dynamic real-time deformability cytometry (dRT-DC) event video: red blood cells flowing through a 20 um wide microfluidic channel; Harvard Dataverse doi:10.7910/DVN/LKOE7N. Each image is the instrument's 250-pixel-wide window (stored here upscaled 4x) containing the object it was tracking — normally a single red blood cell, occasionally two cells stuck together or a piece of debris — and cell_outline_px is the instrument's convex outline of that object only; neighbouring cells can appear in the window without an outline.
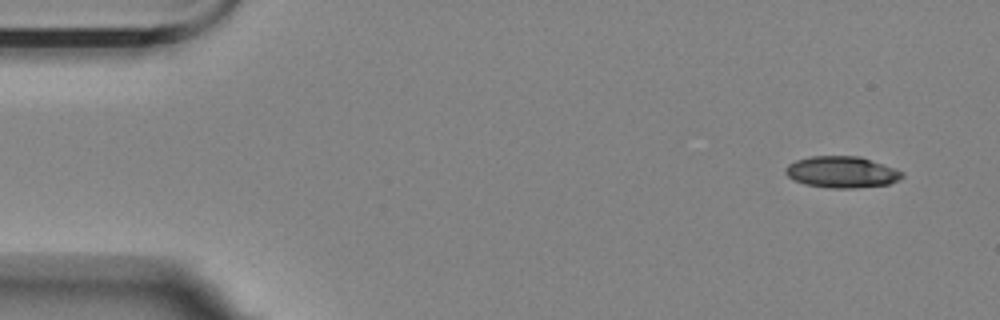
{"species": "Egyptian fruit bat (a non-hibernating species)", "species_latin": "Rousettus aegyptiacus", "temperature_condition": "room temperature", "stored_images_in_passage": 8, "camera_frame_rate_fps": 3000, "um_per_image_px": 0.085, "animal": {"sex": "female"}, "frame": {"image": 1, "passage_image": 1, "time_ms": 0.0, "image_size_px": [1000, 320], "cell_outline_px": [[904, 176], [900, 180], [888, 184], [856, 188], [828, 188], [804, 184], [788, 176], [784, 172], [784, 168], [788, 164], [796, 160], [808, 156], [860, 156], [896, 168], [904, 172]], "centroid_in_image_um": [71.57, 14.62], "position_along_channel_um": 13.4, "area_um2": 21.62}}
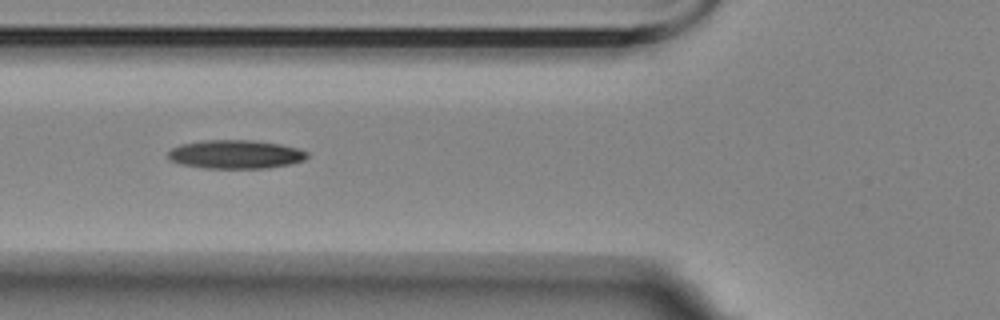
{"frame": {"image": 2, "passage_image": 6, "time_ms": 5.667, "image_size_px": [1000, 320], "cell_outline_px": [[308, 156], [304, 160], [288, 164], [268, 168], [204, 168], [180, 164], [172, 160], [168, 156], [168, 152], [172, 148], [180, 144], [204, 140], [252, 140], [280, 144], [296, 148], [308, 152]], "centroid_in_image_um": [20.01, 13.11], "position_along_channel_um": 105.8, "area_um2": 23.12}}
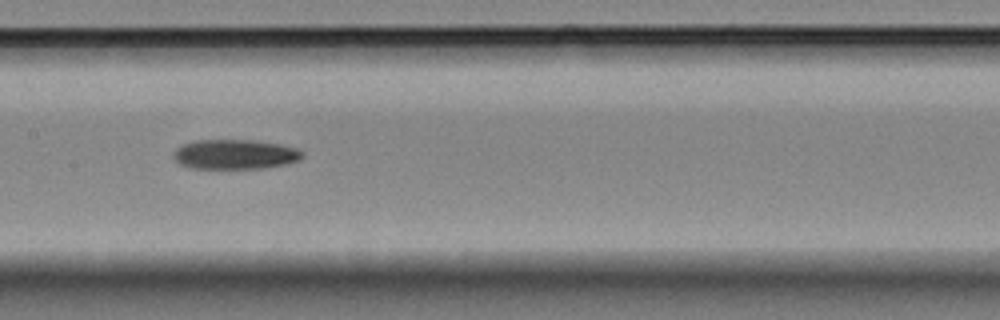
{"frame": {"image": 3, "passage_image": 8, "time_ms": 8.0, "image_size_px": [1000, 320], "cell_outline_px": [[304, 156], [300, 160], [288, 164], [264, 168], [188, 168], [180, 164], [172, 156], [176, 148], [184, 144], [196, 140], [252, 140], [276, 144], [296, 148], [304, 152]], "centroid_in_image_um": [19.98, 13.12], "position_along_channel_um": 187.4, "area_um2": 22.31}}